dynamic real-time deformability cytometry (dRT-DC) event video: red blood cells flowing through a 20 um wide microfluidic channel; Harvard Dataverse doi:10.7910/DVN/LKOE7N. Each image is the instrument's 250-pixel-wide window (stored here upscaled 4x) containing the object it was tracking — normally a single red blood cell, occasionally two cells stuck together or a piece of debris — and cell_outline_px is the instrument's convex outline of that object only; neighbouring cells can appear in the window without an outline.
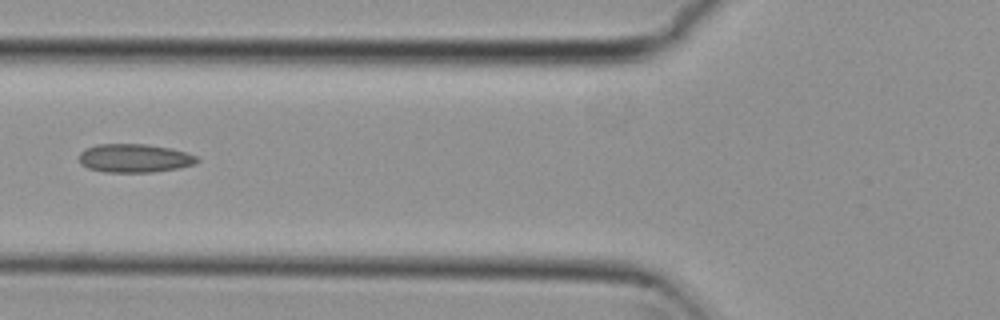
{"species": "common noctule bat (a hibernating species)", "species_latin": "Nyctalus noctula", "temperature_condition": "cold", "stored_images_in_passage": 5, "camera_frame_rate_fps": 3000, "um_per_image_px": 0.085, "animal": {"sex": "female", "body_mass_g": 29.2, "forearm_length_mm": 56.3}, "frame": {"image": 1, "passage_image": 5, "time_ms": 1.333, "image_size_px": [1000, 320], "cell_outline_px": [[200, 160], [196, 164], [180, 168], [152, 172], [104, 172], [88, 168], [80, 164], [80, 152], [84, 148], [96, 144], [144, 144], [172, 148], [196, 156]], "centroid_in_image_um": [11.43, 13.44], "position_along_channel_um": 114.4, "area_um2": 19.77}}